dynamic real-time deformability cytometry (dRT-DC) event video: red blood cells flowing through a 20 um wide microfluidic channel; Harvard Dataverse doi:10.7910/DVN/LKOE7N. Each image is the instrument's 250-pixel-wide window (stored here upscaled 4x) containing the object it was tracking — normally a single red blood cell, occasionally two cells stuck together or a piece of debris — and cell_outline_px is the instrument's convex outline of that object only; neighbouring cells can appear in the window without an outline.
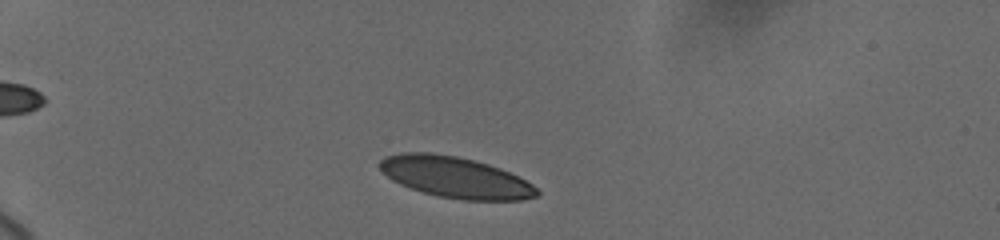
{"species": "human", "species_latin": "Homo sapiens", "temperature_condition": "cold", "stored_images_in_passage": 7, "camera_frame_rate_fps": 3000, "um_per_image_px": 0.085, "donor": {"sex": "female"}, "frame": {"image": 1, "passage_image": 1, "time_ms": 0.0, "image_size_px": [1000, 240], "cell_outline_px": [[540, 192], [536, 196], [524, 200], [464, 200], [436, 196], [400, 184], [392, 180], [376, 164], [384, 156], [400, 152], [432, 152], [456, 156], [476, 160], [500, 168], [532, 184]], "centroid_in_image_um": [38.67, 15.06], "position_along_channel_um": 46.3, "area_um2": 37.63}}
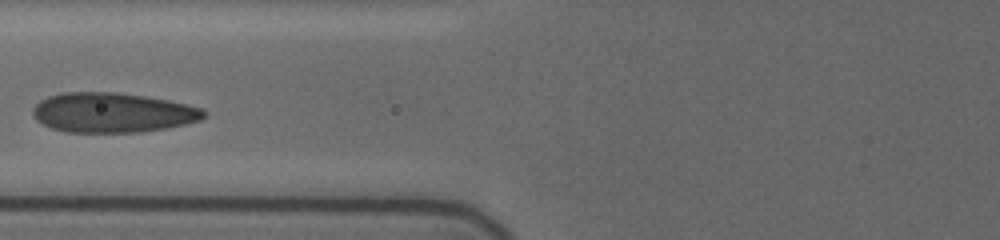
{"frame": {"image": 2, "passage_image": 4, "time_ms": 3.333, "image_size_px": [1000, 240], "cell_outline_px": [[208, 116], [200, 120], [184, 124], [164, 128], [140, 132], [64, 132], [52, 128], [36, 120], [32, 116], [32, 108], [40, 100], [48, 96], [64, 92], [112, 92], [144, 96], [168, 100], [188, 104], [200, 108], [208, 112]], "centroid_in_image_um": [9.55, 9.57], "position_along_channel_um": 116.2, "area_um2": 39.71}}
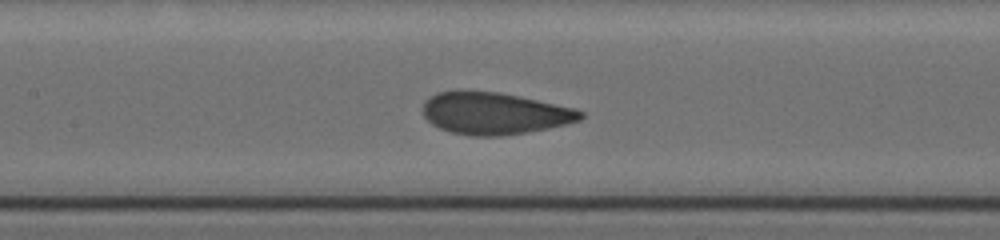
{"frame": {"image": 3, "passage_image": 6, "time_ms": 4.667, "image_size_px": [1000, 240], "cell_outline_px": [[584, 116], [580, 120], [568, 124], [548, 128], [500, 136], [468, 136], [452, 132], [440, 128], [432, 124], [424, 116], [424, 100], [436, 92], [456, 88], [500, 92], [576, 108], [584, 112]], "centroid_in_image_um": [42.0, 9.6], "position_along_channel_um": 165.4, "area_um2": 39.19}}